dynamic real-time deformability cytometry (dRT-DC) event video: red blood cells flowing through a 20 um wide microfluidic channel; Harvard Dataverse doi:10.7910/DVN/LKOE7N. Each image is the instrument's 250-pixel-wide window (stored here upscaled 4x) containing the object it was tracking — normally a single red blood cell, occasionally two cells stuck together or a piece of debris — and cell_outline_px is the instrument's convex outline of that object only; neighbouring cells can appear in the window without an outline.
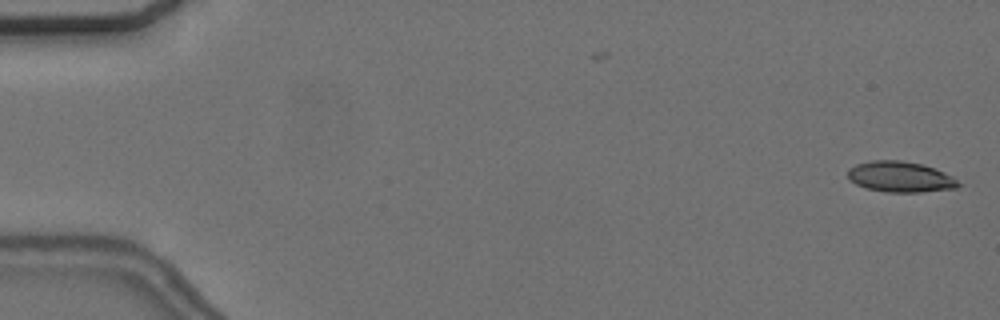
{"species": "common noctule bat (a hibernating species)", "species_latin": "Nyctalus noctula", "temperature_condition": "cold", "stored_images_in_passage": 54, "camera_frame_rate_fps": 3000, "um_per_image_px": 0.085, "animal": {"sex": "female", "body_mass_g": 24.6, "forearm_length_mm": 56.2}, "frame": {"image": 1, "passage_image": 2, "time_ms": 0.333, "image_size_px": [1000, 320], "cell_outline_px": [[960, 184], [956, 188], [920, 192], [884, 192], [868, 188], [856, 184], [848, 176], [848, 168], [856, 164], [872, 160], [900, 160], [920, 164], [944, 172], [952, 176]], "centroid_in_image_um": [76.51, 15.03], "position_along_channel_um": 8.5, "area_um2": 19.54}}
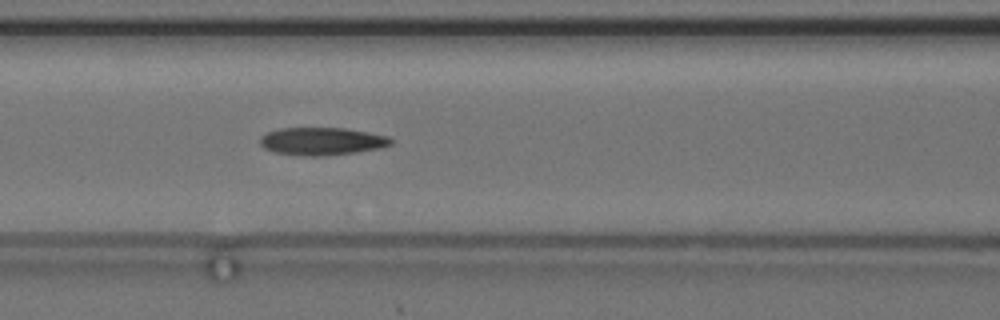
{"frame": {"image": 2, "passage_image": 25, "time_ms": 8.0, "image_size_px": [1000, 320], "cell_outline_px": [[392, 144], [380, 148], [356, 152], [324, 156], [300, 156], [276, 152], [264, 148], [260, 144], [260, 136], [268, 132], [280, 128], [344, 128], [368, 132], [388, 136], [392, 140]], "centroid_in_image_um": [27.35, 12.01], "position_along_channel_um": 139.2, "area_um2": 21.15}}
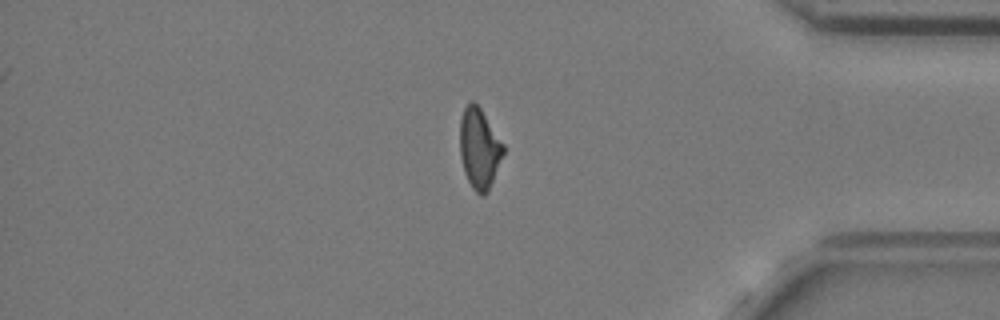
{"frame": {"image": 3, "passage_image": 48, "time_ms": 15.667, "image_size_px": [1000, 320], "cell_outline_px": [[504, 152], [488, 192], [484, 196], [480, 196], [472, 188], [464, 172], [460, 156], [460, 120], [464, 108], [472, 100], [480, 108], [504, 144]], "centroid_in_image_um": [40.73, 12.64], "position_along_channel_um": 394.5, "area_um2": 20.23}}